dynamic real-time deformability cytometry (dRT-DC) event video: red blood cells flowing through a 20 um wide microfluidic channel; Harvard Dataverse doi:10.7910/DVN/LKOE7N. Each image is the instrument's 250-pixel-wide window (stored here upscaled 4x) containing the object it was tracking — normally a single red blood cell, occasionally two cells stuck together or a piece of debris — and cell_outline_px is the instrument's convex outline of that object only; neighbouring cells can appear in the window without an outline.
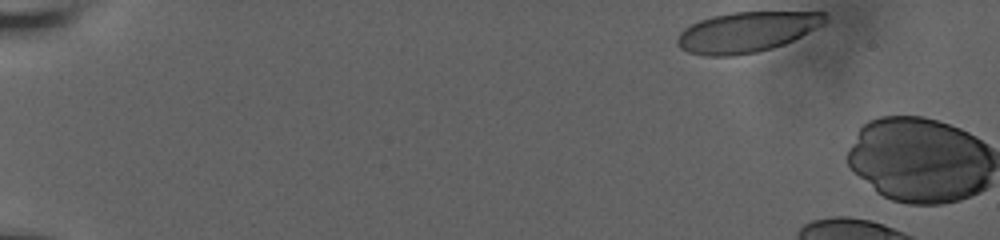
{"species": "human", "species_latin": "Homo sapiens", "temperature_condition": "room temperature", "stored_images_in_passage": 3, "camera_frame_rate_fps": 3000, "um_per_image_px": 0.085, "donor": {"sex": "male"}, "frame": {"image": 1, "passage_image": 1, "time_ms": 0.0, "image_size_px": [1000, 240], "cell_outline_px": [[824, 24], [784, 44], [772, 48], [756, 52], [732, 56], [708, 56], [688, 52], [680, 48], [676, 44], [676, 40], [680, 32], [684, 28], [700, 20], [712, 16], [732, 12], [824, 12]], "centroid_in_image_um": [63.41, 2.73], "position_along_channel_um": 21.6, "area_um2": 34.45}}